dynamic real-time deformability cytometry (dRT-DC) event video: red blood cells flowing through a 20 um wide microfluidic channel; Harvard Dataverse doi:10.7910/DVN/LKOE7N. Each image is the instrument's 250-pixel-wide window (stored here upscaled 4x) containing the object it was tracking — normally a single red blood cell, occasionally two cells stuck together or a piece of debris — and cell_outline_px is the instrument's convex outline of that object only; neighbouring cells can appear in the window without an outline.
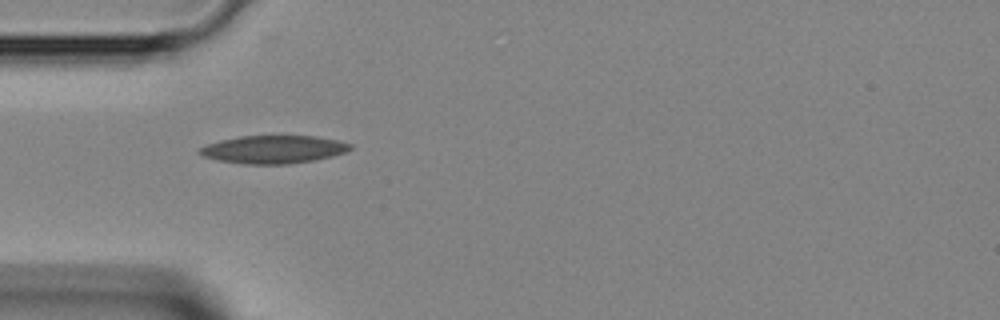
{"species": "Egyptian fruit bat (a non-hibernating species)", "species_latin": "Rousettus aegyptiacus", "temperature_condition": "room temperature", "stored_images_in_passage": 32, "camera_frame_rate_fps": 3000, "um_per_image_px": 0.085, "animal": {"sex": "female"}, "frame": {"image": 1, "passage_image": 1, "time_ms": 0.0, "image_size_px": [1000, 320], "cell_outline_px": [[352, 148], [344, 152], [332, 156], [316, 160], [288, 164], [244, 164], [216, 160], [204, 156], [196, 152], [196, 148], [220, 140], [240, 136], [316, 136], [336, 140], [352, 144]], "centroid_in_image_um": [23.2, 12.7], "position_along_channel_um": 61.8, "area_um2": 24.62}}
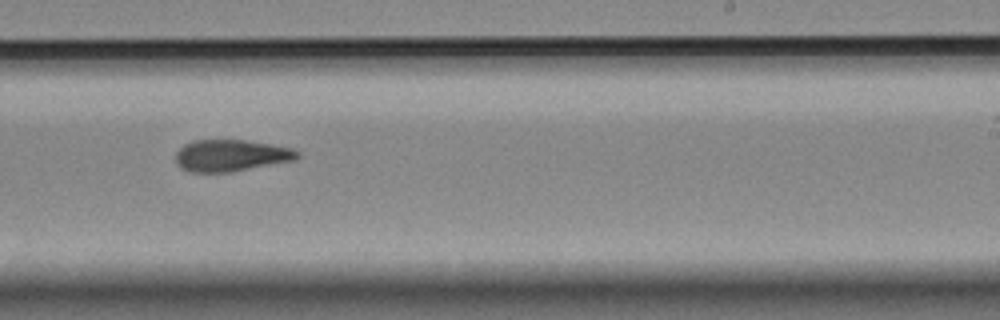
{"frame": {"image": 2, "passage_image": 15, "time_ms": 4.667, "image_size_px": [1000, 320], "cell_outline_px": [[300, 156], [296, 160], [232, 172], [188, 172], [180, 168], [176, 164], [176, 152], [184, 144], [192, 140], [244, 140], [292, 148], [300, 152]], "centroid_in_image_um": [19.62, 13.23], "position_along_channel_um": 269.4, "area_um2": 22.66}}
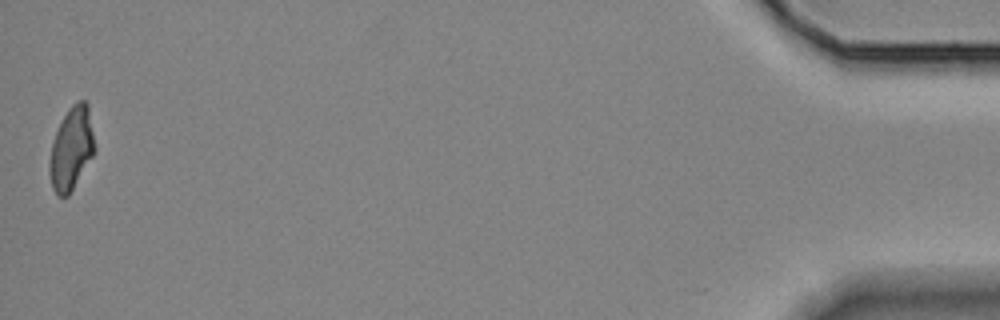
{"frame": {"image": 3, "passage_image": 32, "time_ms": 10.333, "image_size_px": [1000, 320], "cell_outline_px": [[96, 148], [92, 156], [68, 196], [60, 196], [52, 188], [48, 168], [48, 164], [52, 144], [56, 132], [68, 108], [76, 100], [84, 100], [88, 104]], "centroid_in_image_um": [6.07, 12.6], "position_along_channel_um": 429.1, "area_um2": 21.62}}